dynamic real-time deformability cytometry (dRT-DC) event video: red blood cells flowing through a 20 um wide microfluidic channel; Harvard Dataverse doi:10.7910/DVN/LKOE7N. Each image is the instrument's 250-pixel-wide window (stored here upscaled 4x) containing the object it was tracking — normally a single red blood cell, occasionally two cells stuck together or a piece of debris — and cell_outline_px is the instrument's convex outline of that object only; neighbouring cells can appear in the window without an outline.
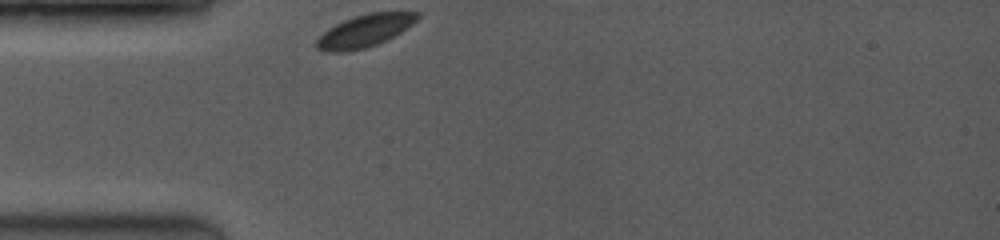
{"species": "common noctule bat (a hibernating species)", "species_latin": "Nyctalus noctula", "temperature_condition": "room temperature", "stored_images_in_passage": 16, "camera_frame_rate_fps": 3500, "um_per_image_px": 0.085, "animal": {"sex": "female", "body_mass_g": 19.0, "forearm_length_mm": 53.3}, "frame": {"image": 1, "passage_image": 1, "time_ms": 0.0, "image_size_px": [1000, 240], "cell_outline_px": [[420, 16], [412, 24], [400, 32], [376, 44], [364, 48], [348, 52], [324, 52], [316, 48], [316, 40], [328, 28], [352, 16], [368, 12], [420, 12]], "centroid_in_image_um": [30.96, 2.61], "position_along_channel_um": 54.0, "area_um2": 18.96}}
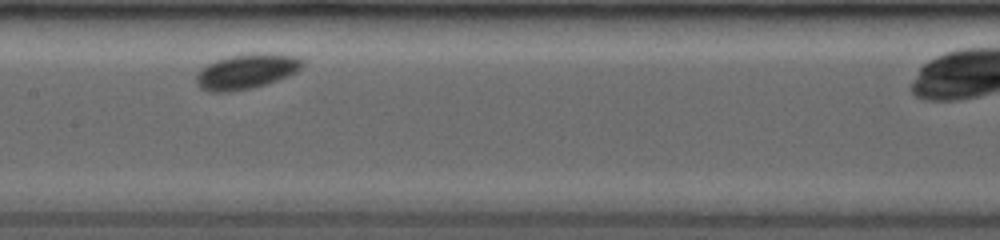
{"frame": {"image": 2, "passage_image": 7, "time_ms": 3.714, "image_size_px": [1000, 240], "cell_outline_px": [[304, 64], [296, 72], [288, 76], [264, 84], [248, 88], [228, 92], [212, 92], [200, 88], [196, 84], [196, 72], [204, 64], [228, 56], [264, 52], [296, 56], [304, 60]], "centroid_in_image_um": [20.91, 6.05], "position_along_channel_um": 186.5, "area_um2": 21.73}}
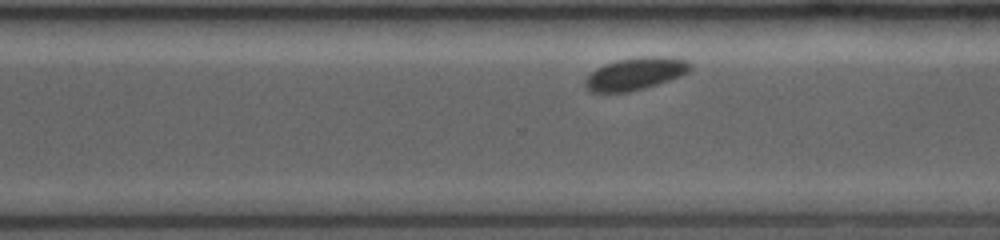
{"frame": {"image": 3, "passage_image": 14, "time_ms": 7.143, "image_size_px": [1000, 240], "cell_outline_px": [[692, 68], [688, 72], [680, 76], [644, 88], [628, 92], [588, 92], [584, 88], [584, 80], [596, 68], [604, 64], [616, 60], [640, 56], [668, 56], [688, 60], [692, 64]], "centroid_in_image_um": [54.0, 6.25], "position_along_channel_um": 316.6, "area_um2": 20.06}}